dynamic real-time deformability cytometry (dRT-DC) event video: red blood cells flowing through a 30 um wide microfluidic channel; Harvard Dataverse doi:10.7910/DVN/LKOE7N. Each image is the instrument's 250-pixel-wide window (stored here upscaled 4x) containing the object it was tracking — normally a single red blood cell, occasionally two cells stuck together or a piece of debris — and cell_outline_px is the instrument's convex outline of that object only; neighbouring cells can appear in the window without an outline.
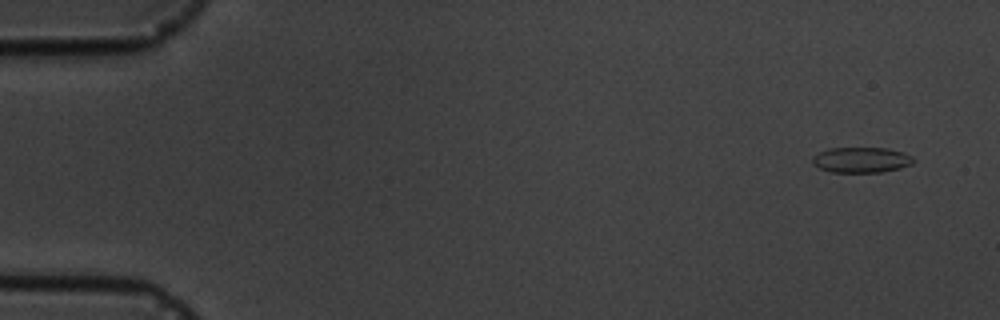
{"species": "common noctule bat (a hibernating species)", "species_latin": "Nyctalus noctula", "temperature_condition": "cold", "stored_images_in_passage": 5, "camera_frame_rate_fps": 3000, "um_per_image_px": 0.085, "animal": {"sex": "male", "body_mass_g": 19.5, "forearm_length_mm": 54.6}, "frame": {"image": 1, "passage_image": 1, "time_ms": 0.0, "image_size_px": [1000, 320], "cell_outline_px": [[916, 160], [912, 164], [900, 168], [880, 172], [832, 172], [820, 168], [812, 164], [812, 156], [828, 148], [888, 148], [904, 152], [912, 156]], "centroid_in_image_um": [73.23, 13.58], "position_along_channel_um": 11.8, "area_um2": 15.09}}